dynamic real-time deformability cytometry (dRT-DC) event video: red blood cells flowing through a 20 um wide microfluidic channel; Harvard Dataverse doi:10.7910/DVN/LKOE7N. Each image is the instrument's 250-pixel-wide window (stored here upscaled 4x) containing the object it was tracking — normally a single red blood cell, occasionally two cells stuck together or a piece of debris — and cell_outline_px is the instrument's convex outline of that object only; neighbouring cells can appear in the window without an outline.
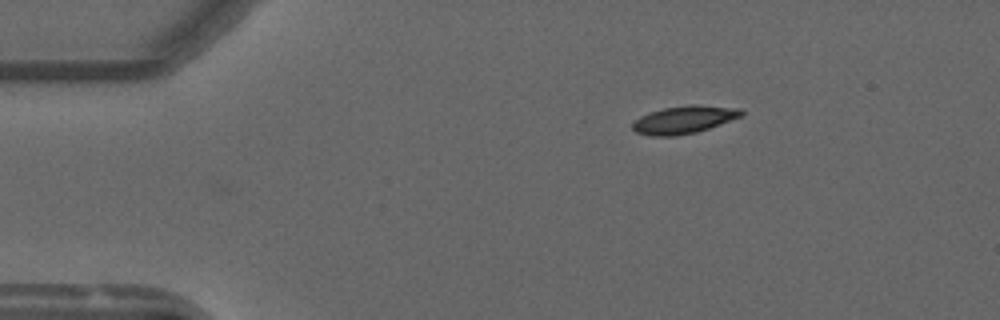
{"species": "common noctule bat (a hibernating species)", "species_latin": "Nyctalus noctula", "temperature_condition": "warm", "stored_images_in_passage": 31, "camera_frame_rate_fps": 3000, "um_per_image_px": 0.085, "animal": {"sex": "male", "forearm_length_mm": 52.5}, "frame": {"image": 1, "passage_image": 1, "time_ms": 0.0, "image_size_px": [1000, 320], "cell_outline_px": [[744, 116], [696, 132], [676, 136], [652, 136], [636, 132], [632, 128], [632, 124], [640, 116], [664, 108], [688, 104], [696, 104], [740, 108], [744, 112]], "centroid_in_image_um": [58.18, 10.16], "position_along_channel_um": 26.8, "area_um2": 17.57}}
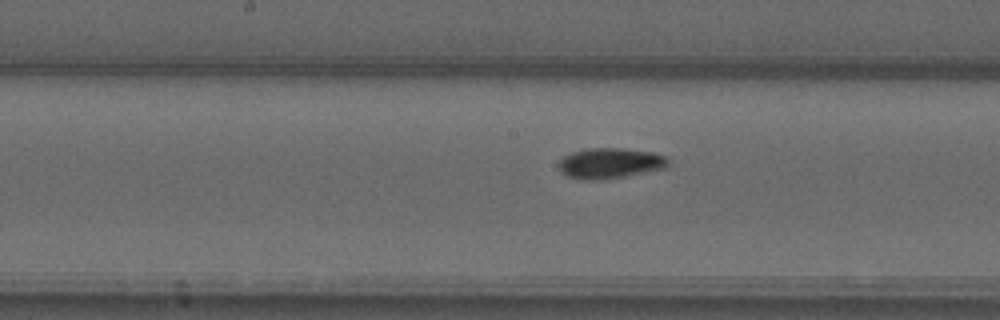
{"frame": {"image": 2, "passage_image": 20, "time_ms": 6.333, "image_size_px": [1000, 320], "cell_outline_px": [[668, 164], [664, 168], [624, 176], [600, 180], [580, 180], [568, 176], [560, 172], [556, 164], [560, 156], [584, 148], [624, 148], [652, 152], [668, 156]], "centroid_in_image_um": [51.77, 13.86], "position_along_channel_um": 196.4, "area_um2": 19.83}}
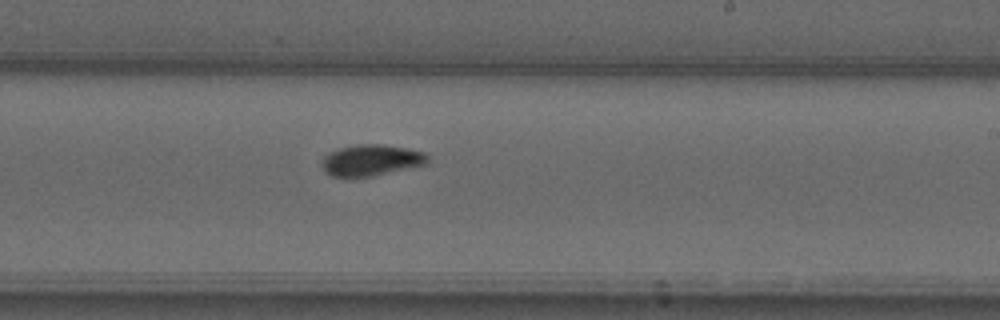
{"frame": {"image": 3, "passage_image": 25, "time_ms": 8.0, "image_size_px": [1000, 320], "cell_outline_px": [[428, 164], [372, 176], [348, 180], [332, 176], [324, 172], [320, 164], [324, 156], [328, 152], [340, 148], [356, 144], [384, 144], [408, 148], [428, 152]], "centroid_in_image_um": [31.52, 13.64], "position_along_channel_um": 257.5, "area_um2": 20.06}}